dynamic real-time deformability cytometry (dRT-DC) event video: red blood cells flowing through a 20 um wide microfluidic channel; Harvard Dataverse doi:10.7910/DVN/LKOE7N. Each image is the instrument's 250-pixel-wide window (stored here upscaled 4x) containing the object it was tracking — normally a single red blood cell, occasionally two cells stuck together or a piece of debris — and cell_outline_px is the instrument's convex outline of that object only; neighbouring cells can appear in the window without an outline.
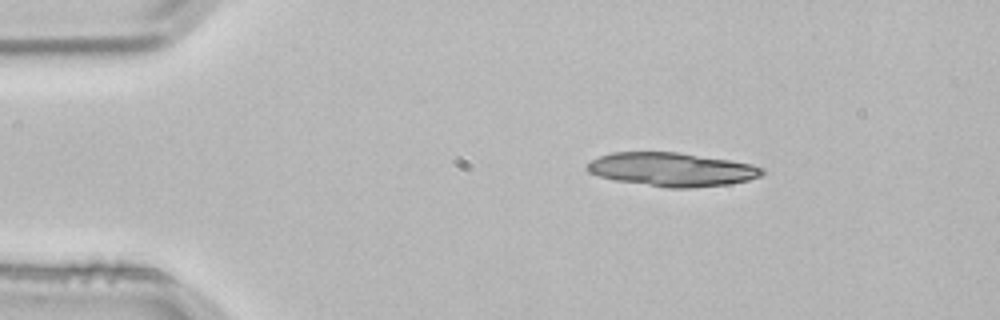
{"species": "common noctule bat (a hibernating species)", "species_latin": "Nyctalus noctula", "temperature_condition": "room temperature", "stored_images_in_passage": 2, "camera_frame_rate_fps": 3000, "um_per_image_px": 0.085, "animal": {"sex": "male", "body_mass_g": 21.5, "forearm_length_mm": 52.0}, "frame": {"image": 1, "passage_image": 1, "time_ms": 0.0, "image_size_px": [1000, 320], "cell_outline_px": [[764, 172], [760, 176], [748, 180], [728, 184], [688, 188], [668, 188], [616, 180], [600, 176], [588, 172], [588, 164], [592, 160], [600, 156], [612, 152], [680, 152], [752, 164], [764, 168]], "centroid_in_image_um": [57.13, 14.4], "position_along_channel_um": 27.9, "area_um2": 34.04}}